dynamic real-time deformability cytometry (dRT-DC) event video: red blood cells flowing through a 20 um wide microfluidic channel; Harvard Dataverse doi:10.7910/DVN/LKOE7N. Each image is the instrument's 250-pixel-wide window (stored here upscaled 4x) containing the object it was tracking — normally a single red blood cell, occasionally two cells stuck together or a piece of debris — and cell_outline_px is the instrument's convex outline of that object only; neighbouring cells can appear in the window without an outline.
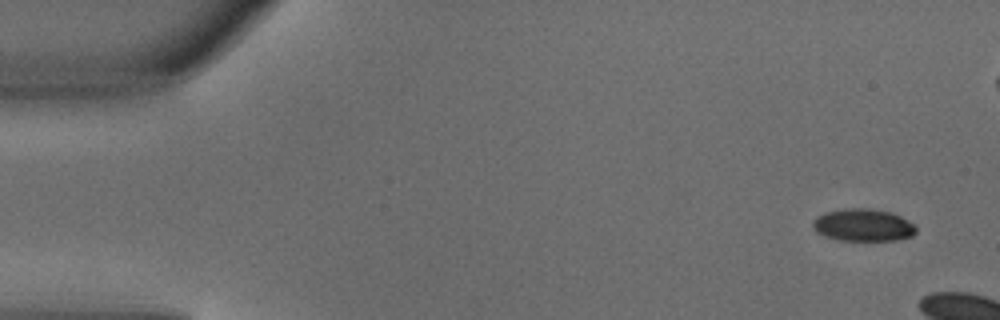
{"species": "common noctule bat (a hibernating species)", "species_latin": "Nyctalus noctula", "temperature_condition": "warm", "stored_images_in_passage": 3, "camera_frame_rate_fps": 3000, "um_per_image_px": 0.085, "animal": {"sex": "male", "body_mass_g": 18.8}, "frame": {"image": 1, "passage_image": 1, "time_ms": 0.0, "image_size_px": [1000, 320], "cell_outline_px": [[916, 232], [912, 236], [896, 240], [840, 240], [824, 236], [816, 232], [812, 228], [812, 220], [816, 216], [824, 212], [844, 208], [872, 208], [892, 212], [916, 224]], "centroid_in_image_um": [73.35, 19.12], "position_along_channel_um": 11.6, "area_um2": 19.83}}